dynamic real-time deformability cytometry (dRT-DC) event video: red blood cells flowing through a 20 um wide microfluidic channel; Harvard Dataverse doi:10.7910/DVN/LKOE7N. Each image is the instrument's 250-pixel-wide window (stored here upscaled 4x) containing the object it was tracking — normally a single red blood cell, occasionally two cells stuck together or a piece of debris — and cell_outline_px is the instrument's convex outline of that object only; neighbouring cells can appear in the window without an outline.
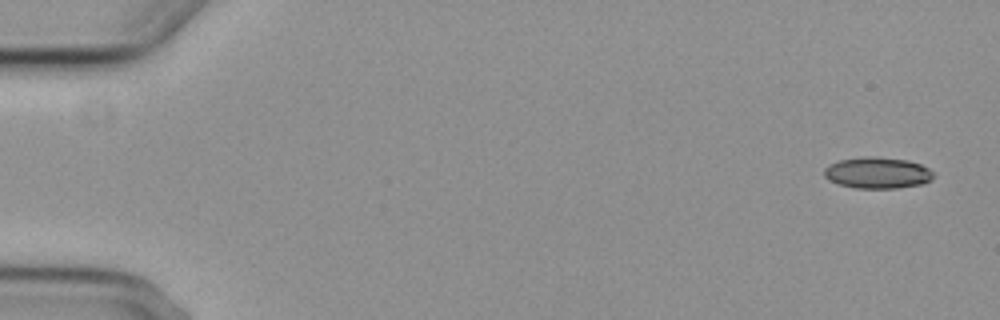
{"species": "common noctule bat (a hibernating species)", "species_latin": "Nyctalus noctula", "temperature_condition": "cold", "stored_images_in_passage": 5, "camera_frame_rate_fps": 3000, "um_per_image_px": 0.085, "animal": {"sex": "female", "body_mass_g": 29.2, "forearm_length_mm": 56.3}, "frame": {"image": 1, "passage_image": 1, "time_ms": 0.0, "image_size_px": [1000, 320], "cell_outline_px": [[932, 176], [928, 180], [920, 184], [896, 188], [856, 188], [840, 184], [828, 180], [824, 176], [824, 168], [828, 164], [840, 160], [864, 156], [876, 156], [908, 160], [920, 164], [928, 168], [932, 172]], "centroid_in_image_um": [74.53, 14.67], "position_along_channel_um": 10.5, "area_um2": 19.83}}
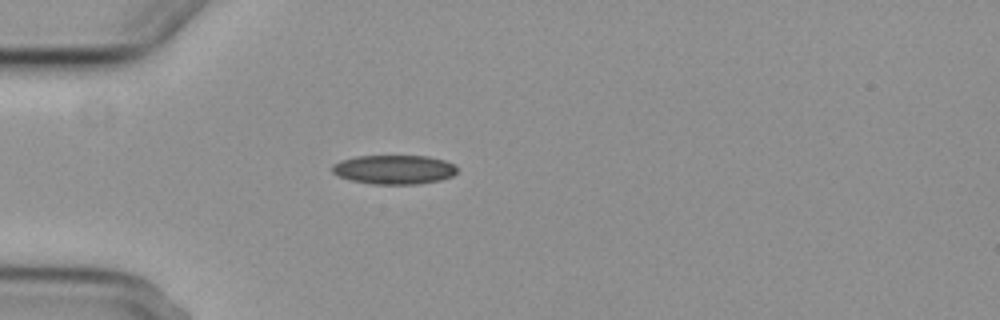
{"frame": {"image": 2, "passage_image": 5, "time_ms": 4.667, "image_size_px": [1000, 320], "cell_outline_px": [[456, 172], [452, 176], [440, 180], [416, 184], [376, 184], [352, 180], [340, 176], [332, 172], [332, 164], [340, 160], [356, 156], [428, 156], [444, 160], [456, 164]], "centroid_in_image_um": [33.51, 14.4], "position_along_channel_um": 51.5, "area_um2": 21.15}}